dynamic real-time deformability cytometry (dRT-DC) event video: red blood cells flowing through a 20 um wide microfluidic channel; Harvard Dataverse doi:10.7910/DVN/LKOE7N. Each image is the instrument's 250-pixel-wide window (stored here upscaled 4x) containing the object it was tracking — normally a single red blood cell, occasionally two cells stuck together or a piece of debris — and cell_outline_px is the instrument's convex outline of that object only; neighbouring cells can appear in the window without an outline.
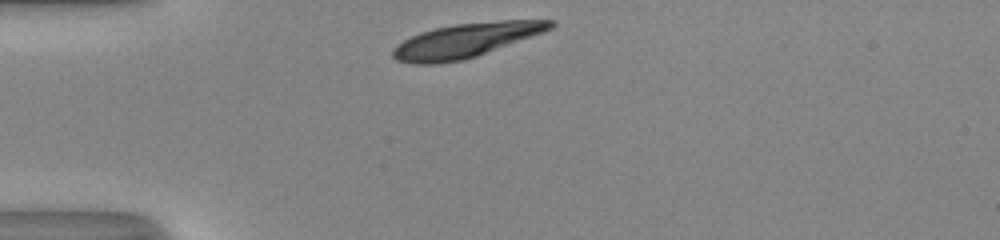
{"species": "human", "species_latin": "Homo sapiens", "temperature_condition": "room temperature", "stored_images_in_passage": 29, "camera_frame_rate_fps": 3000, "um_per_image_px": 0.085, "donor": {"sex": "male"}, "frame": {"image": 1, "passage_image": 1, "time_ms": 0.0, "image_size_px": [1000, 240], "cell_outline_px": [[556, 24], [552, 28], [544, 32], [476, 56], [464, 60], [432, 64], [416, 64], [396, 60], [392, 56], [392, 48], [396, 44], [420, 32], [436, 28], [456, 24], [504, 20], [556, 20]], "centroid_in_image_um": [39.59, 3.43], "position_along_channel_um": 45.4, "area_um2": 31.21}}
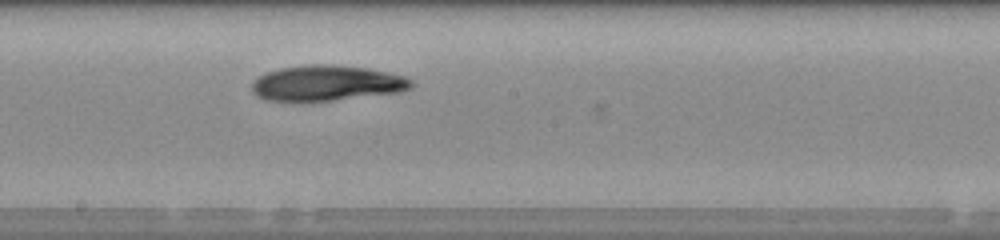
{"frame": {"image": 2, "passage_image": 16, "time_ms": 5.0, "image_size_px": [1000, 240], "cell_outline_px": [[412, 88], [400, 92], [308, 104], [264, 100], [256, 96], [252, 92], [252, 80], [268, 72], [280, 68], [312, 64], [328, 64], [368, 68], [388, 72], [404, 76], [412, 80]], "centroid_in_image_um": [27.73, 7.11], "position_along_channel_um": 220.5, "area_um2": 33.99}}
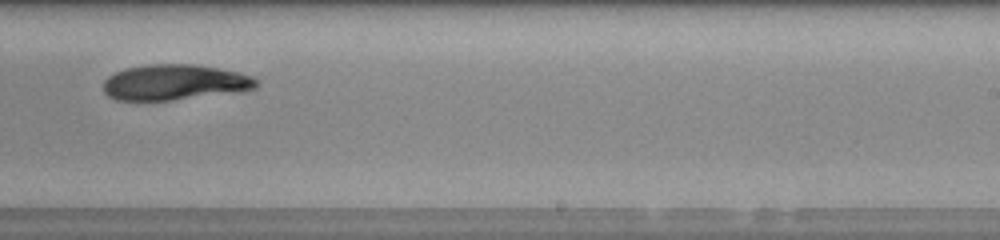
{"frame": {"image": 3, "passage_image": 20, "time_ms": 6.333, "image_size_px": [1000, 240], "cell_outline_px": [[260, 84], [256, 88], [240, 92], [172, 100], [116, 100], [108, 96], [104, 92], [104, 80], [108, 76], [124, 68], [148, 64], [192, 64], [216, 68], [236, 72], [252, 76]], "centroid_in_image_um": [14.84, 7.0], "position_along_channel_um": 274.2, "area_um2": 31.79}, "authors_computed_cell_mechanics": {"area_um2": 32.1946, "velocity_mm_per_s": 4.0307, "shape_relaxation_time_tau1_ms": 4.8411, "shape_relaxation_time_tau2_ms": null, "deformation_change_tau1": 0.1143, "deformation_change_tau2": null}}